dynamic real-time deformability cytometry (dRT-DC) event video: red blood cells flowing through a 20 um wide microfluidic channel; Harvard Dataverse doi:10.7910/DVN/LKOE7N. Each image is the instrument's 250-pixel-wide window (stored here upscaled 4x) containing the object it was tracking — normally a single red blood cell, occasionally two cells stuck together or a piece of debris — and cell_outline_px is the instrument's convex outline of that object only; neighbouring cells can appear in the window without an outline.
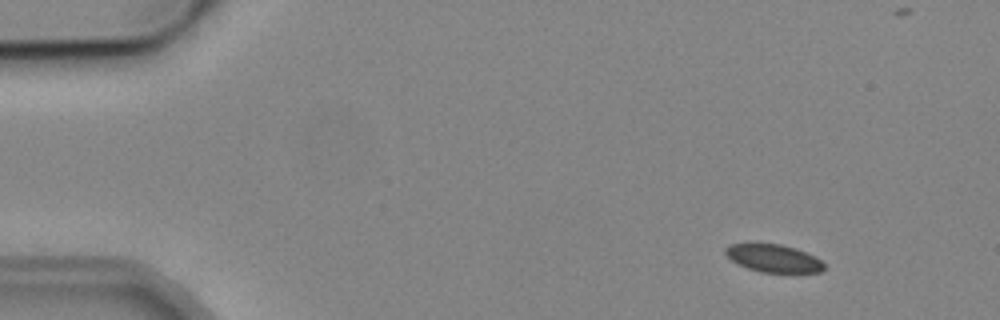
{"species": "common noctule bat (a hibernating species)", "species_latin": "Nyctalus noctula", "temperature_condition": "cold", "stored_images_in_passage": 5, "camera_frame_rate_fps": 3000, "um_per_image_px": 0.085, "animal": {"sex": "male", "body_mass_g": 19.2, "forearm_length_mm": 51.8}, "frame": {"image": 1, "passage_image": 2, "time_ms": 1.667, "image_size_px": [1000, 320], "cell_outline_px": [[824, 268], [820, 272], [760, 272], [748, 268], [732, 260], [724, 252], [724, 248], [732, 244], [752, 240], [756, 240], [780, 244], [796, 248], [816, 256], [824, 264]], "centroid_in_image_um": [65.7, 21.89], "position_along_channel_um": 19.3, "area_um2": 16.47}}